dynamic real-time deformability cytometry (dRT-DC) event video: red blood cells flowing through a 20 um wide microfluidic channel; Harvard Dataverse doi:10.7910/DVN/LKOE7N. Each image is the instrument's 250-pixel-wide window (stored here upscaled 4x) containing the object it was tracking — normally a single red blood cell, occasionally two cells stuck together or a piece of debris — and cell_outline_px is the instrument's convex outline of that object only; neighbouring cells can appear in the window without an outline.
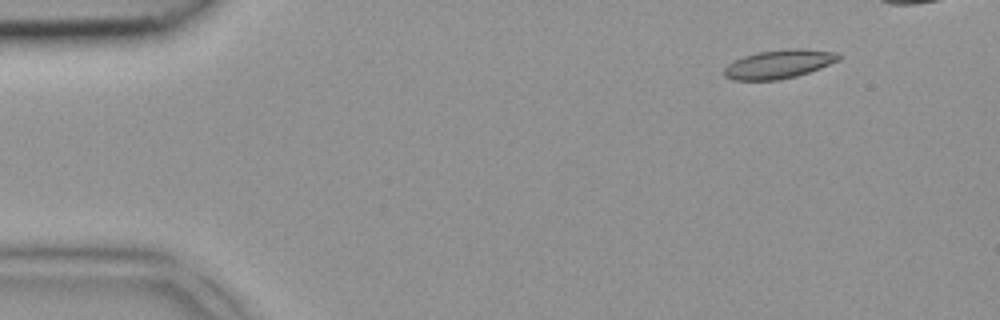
{"species": "common noctule bat (a hibernating species)", "species_latin": "Nyctalus noctula", "temperature_condition": "room temperature", "stored_images_in_passage": 6, "camera_frame_rate_fps": 3000, "um_per_image_px": 0.085, "animal": {"sex": "female", "body_mass_g": 18.4}, "frame": {"image": 1, "passage_image": 2, "time_ms": 0.333, "image_size_px": [1000, 320], "cell_outline_px": [[840, 60], [820, 68], [796, 76], [776, 80], [732, 80], [724, 76], [724, 68], [728, 64], [744, 56], [756, 52], [788, 48], [804, 48], [836, 52], [840, 56]], "centroid_in_image_um": [66.21, 5.44], "position_along_channel_um": 18.8, "area_um2": 19.19}}